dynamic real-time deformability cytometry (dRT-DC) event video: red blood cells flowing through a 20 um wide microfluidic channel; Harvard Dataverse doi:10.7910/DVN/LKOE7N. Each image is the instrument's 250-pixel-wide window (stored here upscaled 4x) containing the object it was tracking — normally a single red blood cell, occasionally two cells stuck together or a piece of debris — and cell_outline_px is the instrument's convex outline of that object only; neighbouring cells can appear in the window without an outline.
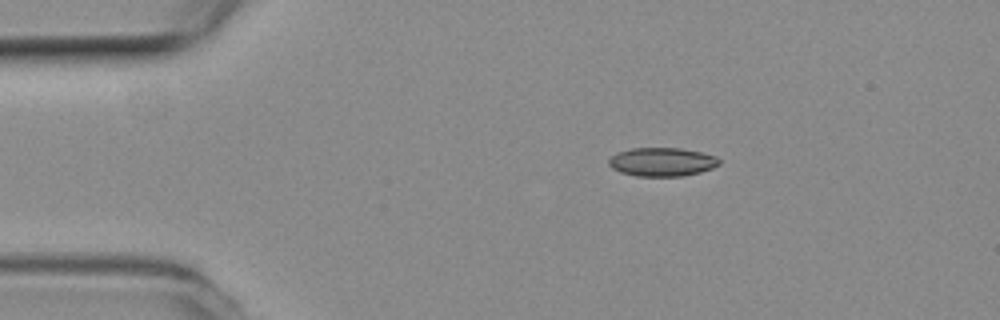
{"species": "common noctule bat (a hibernating species)", "species_latin": "Nyctalus noctula", "temperature_condition": "room temperature", "stored_images_in_passage": 8, "camera_frame_rate_fps": 3000, "um_per_image_px": 0.085, "animal": {"sex": "female", "body_mass_g": 19.3, "forearm_length_mm": 54.1}, "frame": {"image": 1, "passage_image": 2, "time_ms": 0.333, "image_size_px": [1000, 320], "cell_outline_px": [[720, 164], [712, 168], [700, 172], [684, 176], [636, 176], [620, 172], [612, 168], [608, 164], [608, 160], [616, 152], [632, 148], [680, 148], [700, 152], [716, 156], [720, 160]], "centroid_in_image_um": [56.26, 13.76], "position_along_channel_um": 28.7, "area_um2": 18.5}}
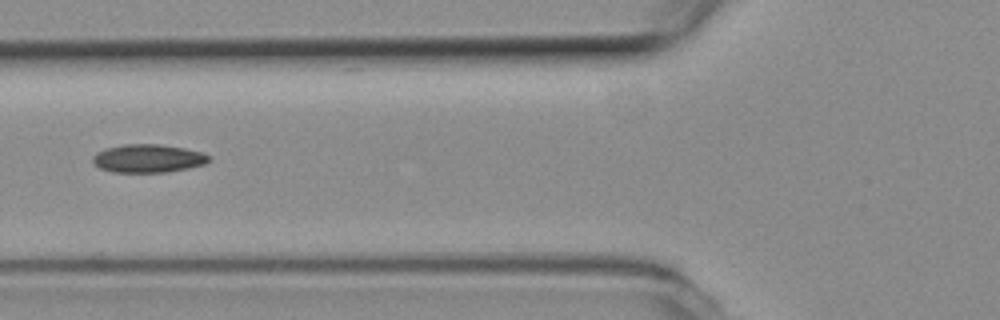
{"frame": {"image": 2, "passage_image": 5, "time_ms": 1.333, "image_size_px": [1000, 320], "cell_outline_px": [[212, 160], [204, 164], [188, 168], [168, 172], [112, 172], [100, 168], [92, 160], [92, 156], [96, 152], [108, 148], [124, 144], [160, 144], [184, 148], [200, 152], [212, 156]], "centroid_in_image_um": [12.61, 13.46], "position_along_channel_um": 113.2, "area_um2": 19.13}}
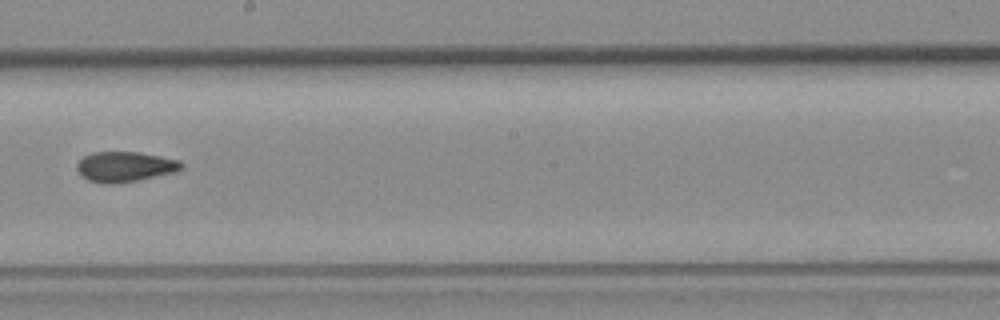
{"frame": {"image": 3, "passage_image": 8, "time_ms": 2.333, "image_size_px": [1000, 320], "cell_outline_px": [[184, 168], [176, 172], [140, 180], [112, 184], [104, 184], [88, 180], [80, 176], [76, 168], [76, 164], [84, 156], [92, 152], [136, 152], [160, 156], [180, 160], [184, 164]], "centroid_in_image_um": [10.63, 14.18], "position_along_channel_um": 237.6, "area_um2": 18.67}}